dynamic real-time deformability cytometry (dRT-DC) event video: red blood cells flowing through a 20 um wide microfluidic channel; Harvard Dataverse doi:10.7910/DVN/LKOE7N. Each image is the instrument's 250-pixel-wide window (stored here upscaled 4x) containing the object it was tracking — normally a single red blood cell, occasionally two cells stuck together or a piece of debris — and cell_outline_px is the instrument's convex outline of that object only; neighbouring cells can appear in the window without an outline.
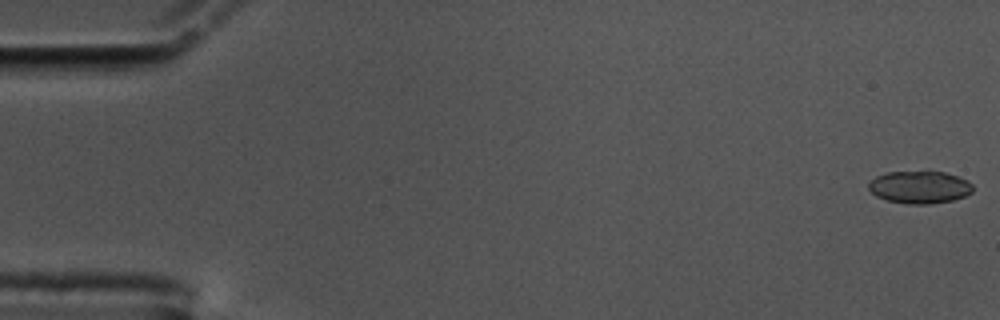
{"species": "common noctule bat (a hibernating species)", "species_latin": "Nyctalus noctula", "temperature_condition": "cold", "stored_images_in_passage": 58, "camera_frame_rate_fps": 3000, "um_per_image_px": 0.085, "animal": {"sex": "male", "body_mass_g": 17.5, "forearm_length_mm": 52.3}, "frame": {"image": 1, "passage_image": 1, "time_ms": 0.0, "image_size_px": [1000, 320], "cell_outline_px": [[972, 192], [964, 196], [952, 200], [928, 204], [908, 204], [888, 200], [876, 196], [868, 188], [868, 184], [876, 176], [888, 172], [928, 168], [944, 172], [968, 180], [972, 184]], "centroid_in_image_um": [78.17, 15.86], "position_along_channel_um": 6.8, "area_um2": 20.29}}
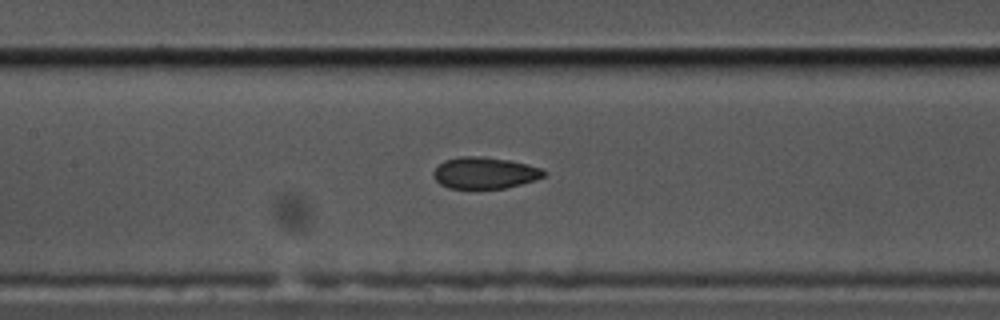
{"frame": {"image": 2, "passage_image": 27, "time_ms": 8.667, "image_size_px": [1000, 320], "cell_outline_px": [[548, 172], [544, 176], [536, 180], [504, 188], [448, 188], [440, 184], [432, 176], [432, 172], [444, 160], [460, 156], [484, 156], [508, 160], [540, 168]], "centroid_in_image_um": [41.17, 14.69], "position_along_channel_um": 166.2, "area_um2": 20.23}}
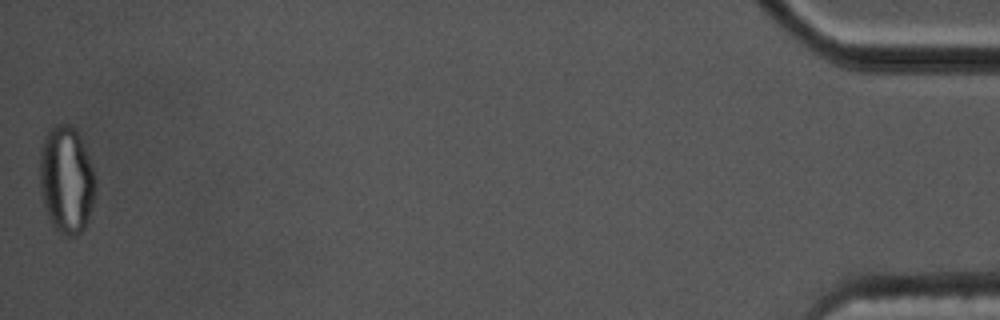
{"frame": {"image": 3, "passage_image": 58, "time_ms": 19.0, "image_size_px": [1000, 320], "cell_outline_px": [[92, 204], [88, 220], [84, 228], [76, 236], [68, 236], [60, 232], [52, 224], [48, 216], [40, 192], [40, 152], [44, 136], [48, 128], [56, 124], [68, 124], [80, 136], [88, 156], [92, 168]], "centroid_in_image_um": [5.59, 15.26], "position_along_channel_um": 429.6, "area_um2": 34.1}, "authors_computed_cell_mechanics": {"area_um2": 20.8947, "velocity_mm_per_s": 3.4734, "shape_relaxation_time_tau1_ms": null, "shape_relaxation_time_tau2_ms": 2.1236, "deformation_change_tau1": null, "deformation_change_tau2": 0.0779}}